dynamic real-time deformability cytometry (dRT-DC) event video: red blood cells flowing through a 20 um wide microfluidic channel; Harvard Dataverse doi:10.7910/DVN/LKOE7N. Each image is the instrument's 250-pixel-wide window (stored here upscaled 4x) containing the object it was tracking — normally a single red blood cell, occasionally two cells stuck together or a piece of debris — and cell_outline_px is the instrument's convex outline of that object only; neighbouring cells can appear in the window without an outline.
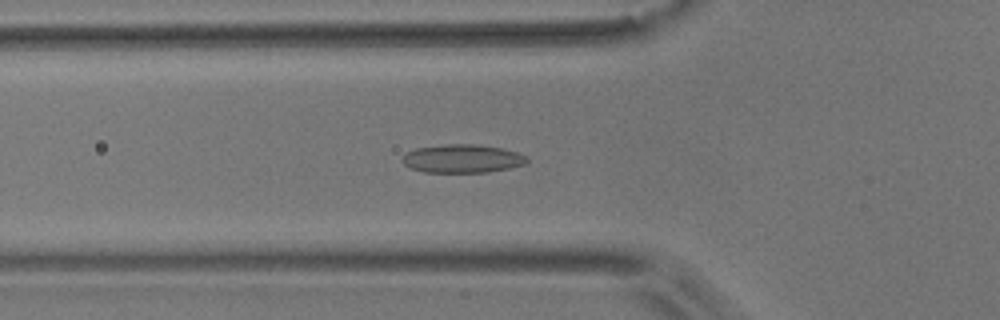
{"species": "common noctule bat (a hibernating species)", "species_latin": "Nyctalus noctula", "temperature_condition": "room temperature", "stored_images_in_passage": 55, "camera_frame_rate_fps": 3000, "um_per_image_px": 0.085, "animal": {"sex": "male", "body_mass_g": 17.9}, "frame": {"image": 1, "passage_image": 19, "time_ms": 6.0, "image_size_px": [1000, 320], "cell_outline_px": [[528, 160], [524, 164], [508, 168], [488, 172], [424, 172], [412, 168], [404, 164], [400, 160], [404, 152], [416, 148], [448, 144], [476, 144], [500, 148], [516, 152], [524, 156]], "centroid_in_image_um": [39.23, 13.48], "position_along_channel_um": 86.6, "area_um2": 20.46}}
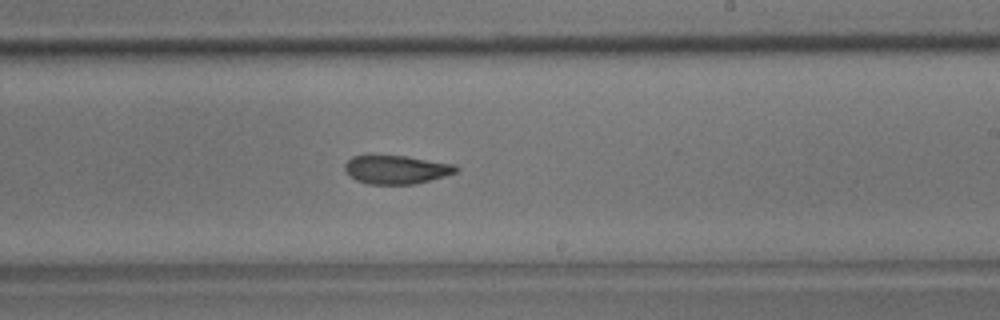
{"frame": {"image": 2, "passage_image": 33, "time_ms": 10.667, "image_size_px": [1000, 320], "cell_outline_px": [[460, 168], [456, 172], [444, 176], [416, 184], [368, 184], [356, 180], [344, 168], [344, 164], [352, 156], [408, 156], [456, 164]], "centroid_in_image_um": [33.74, 14.41], "position_along_channel_um": 255.3, "area_um2": 18.44}}
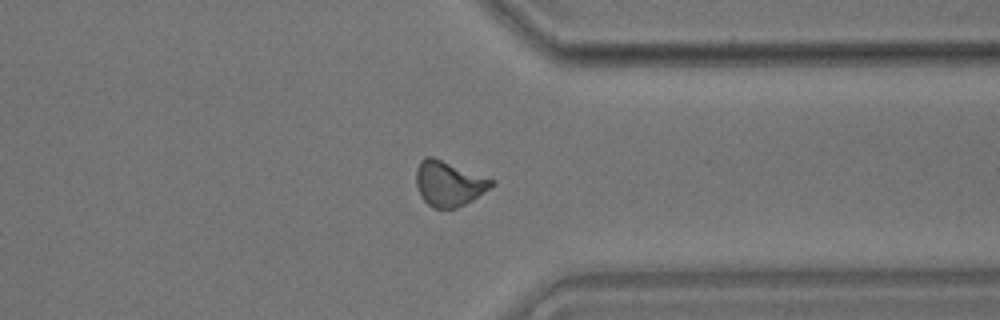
{"frame": {"image": 3, "passage_image": 43, "time_ms": 14.0, "image_size_px": [1000, 320], "cell_outline_px": [[496, 184], [472, 200], [456, 208], [432, 208], [420, 196], [416, 184], [416, 168], [420, 160], [424, 156], [432, 156], [496, 180]], "centroid_in_image_um": [38.14, 15.59], "position_along_channel_um": 373.3, "area_um2": 19.94}, "authors_computed_cell_mechanics": {"area_um2": 19.7098, "velocity_mm_per_s": 3.6103, "shape_relaxation_time_tau1_ms": null, "shape_relaxation_time_tau2_ms": 1.7829, "deformation_change_tau1": null, "deformation_change_tau2": 0.0787}}